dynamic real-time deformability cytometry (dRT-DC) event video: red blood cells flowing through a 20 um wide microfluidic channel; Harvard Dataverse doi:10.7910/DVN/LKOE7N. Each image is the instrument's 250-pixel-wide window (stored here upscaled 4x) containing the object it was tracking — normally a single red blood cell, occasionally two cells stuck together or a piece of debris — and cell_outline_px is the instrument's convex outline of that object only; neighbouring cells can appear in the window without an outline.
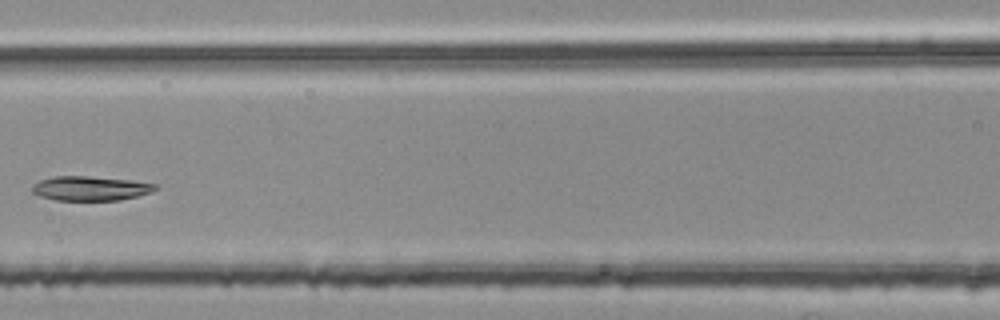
{"species": "common noctule bat (a hibernating species)", "species_latin": "Nyctalus noctula", "temperature_condition": "room temperature", "stored_images_in_passage": 4, "camera_frame_rate_fps": 3000, "um_per_image_px": 0.085, "animal": {"sex": "female", "body_mass_g": 25.1}, "frame": {"image": 1, "passage_image": 4, "time_ms": 1.0, "image_size_px": [1000, 320], "cell_outline_px": [[156, 188], [152, 192], [120, 200], [56, 200], [40, 196], [32, 192], [32, 184], [40, 180], [52, 176], [88, 176], [132, 180], [156, 184]], "centroid_in_image_um": [7.66, 16.0], "position_along_channel_um": 158.9, "area_um2": 17.51}}